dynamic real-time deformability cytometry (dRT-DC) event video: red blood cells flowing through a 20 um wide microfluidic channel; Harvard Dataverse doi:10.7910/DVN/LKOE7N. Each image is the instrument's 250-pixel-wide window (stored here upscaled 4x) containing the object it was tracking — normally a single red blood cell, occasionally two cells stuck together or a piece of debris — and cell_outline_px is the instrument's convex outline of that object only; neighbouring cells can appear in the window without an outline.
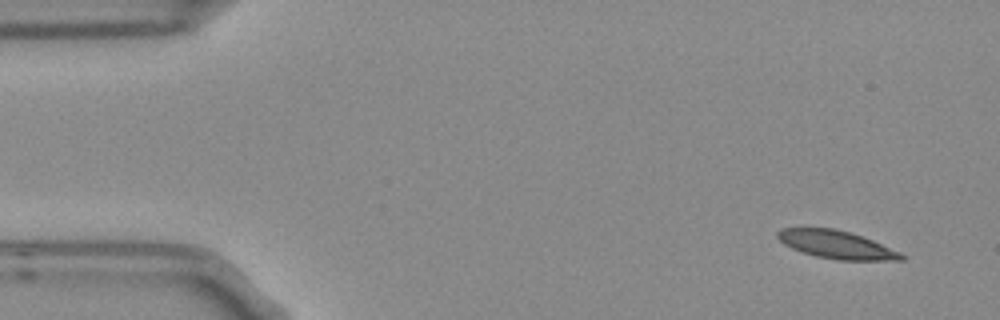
{"species": "Egyptian fruit bat (a non-hibernating species)", "species_latin": "Rousettus aegyptiacus", "temperature_condition": "room temperature", "stored_images_in_passage": 4, "camera_frame_rate_fps": 3000, "um_per_image_px": 0.085, "frame": {"image": 1, "passage_image": 1, "time_ms": 0.0, "image_size_px": [1000, 320], "cell_outline_px": [[904, 260], [836, 260], [816, 256], [792, 248], [784, 244], [776, 236], [776, 232], [780, 228], [832, 228], [848, 232], [872, 240], [900, 252], [904, 256]], "centroid_in_image_um": [71.07, 20.79], "position_along_channel_um": 13.9, "area_um2": 19.88}}